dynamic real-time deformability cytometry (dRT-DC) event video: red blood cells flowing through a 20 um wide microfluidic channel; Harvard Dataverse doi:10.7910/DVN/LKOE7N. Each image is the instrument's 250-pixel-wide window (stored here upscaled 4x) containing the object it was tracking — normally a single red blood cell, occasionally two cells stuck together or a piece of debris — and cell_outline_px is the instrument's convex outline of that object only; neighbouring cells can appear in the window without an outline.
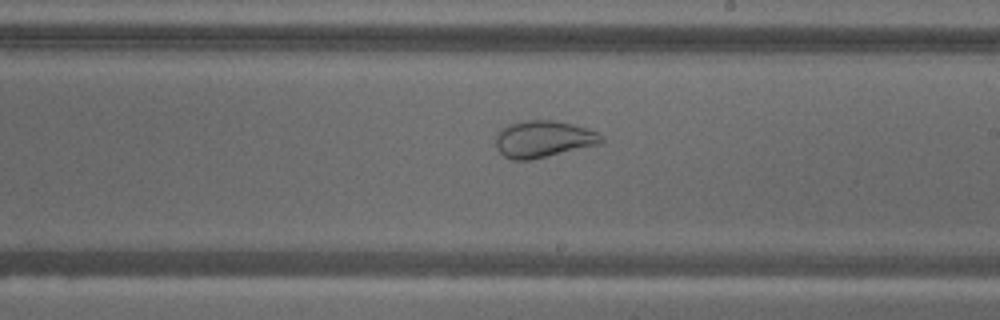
{"species": "common noctule bat (a hibernating species)", "species_latin": "Nyctalus noctula", "temperature_condition": "warm", "stored_images_in_passage": 55, "camera_frame_rate_fps": 3000, "um_per_image_px": 0.085, "animal": {"sex": "male", "body_mass_g": 18.8}, "frame": {"image": 1, "passage_image": 32, "time_ms": 10.333, "image_size_px": [1000, 320], "cell_outline_px": [[604, 140], [600, 144], [532, 160], [512, 160], [504, 156], [496, 148], [496, 132], [512, 124], [524, 120], [556, 120], [572, 124], [596, 132], [604, 136]], "centroid_in_image_um": [46.18, 11.83], "position_along_channel_um": 242.8, "area_um2": 22.66}}
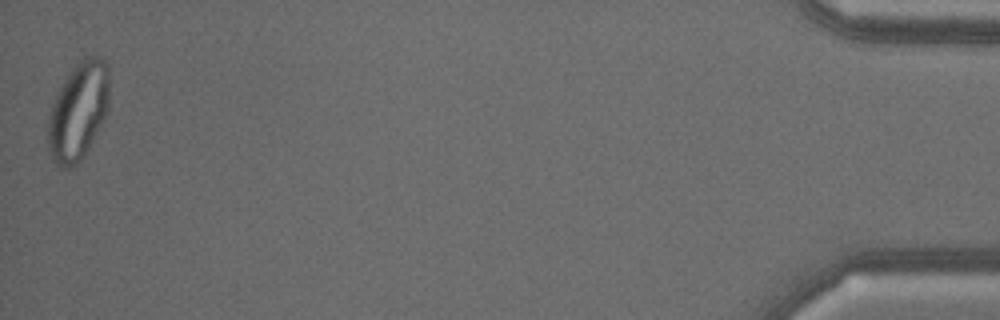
{"frame": {"image": 2, "passage_image": 55, "time_ms": 18.0, "image_size_px": [1000, 320], "cell_outline_px": [[108, 112], [88, 148], [80, 160], [76, 164], [68, 168], [64, 168], [56, 164], [48, 152], [48, 116], [52, 104], [64, 80], [76, 64], [80, 60], [88, 56], [100, 56], [108, 64]], "centroid_in_image_um": [6.65, 9.45], "position_along_channel_um": 428.5, "area_um2": 34.68}}